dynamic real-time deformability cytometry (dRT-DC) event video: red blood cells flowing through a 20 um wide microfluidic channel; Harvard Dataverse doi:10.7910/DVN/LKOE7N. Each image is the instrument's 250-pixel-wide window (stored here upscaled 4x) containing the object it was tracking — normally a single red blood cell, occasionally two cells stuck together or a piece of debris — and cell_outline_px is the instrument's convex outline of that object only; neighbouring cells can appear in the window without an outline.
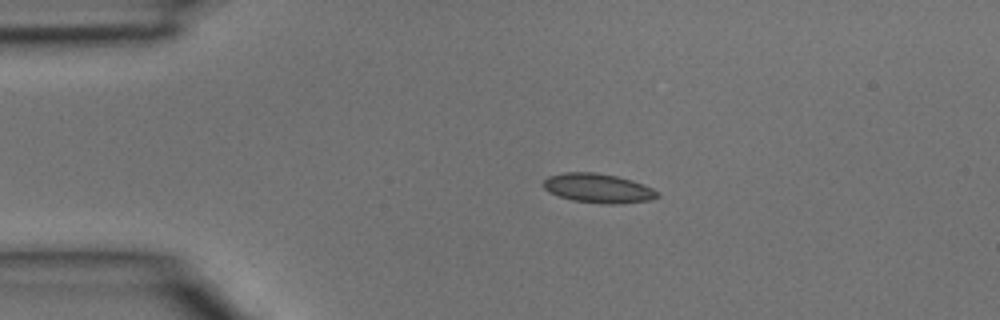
{"species": "common noctule bat (a hibernating species)", "species_latin": "Nyctalus noctula", "temperature_condition": "room temperature", "stored_images_in_passage": 3, "camera_frame_rate_fps": 3000, "um_per_image_px": 0.085, "animal": {"sex": "male", "body_mass_g": 15.6}, "frame": {"image": 1, "passage_image": 2, "time_ms": 0.333, "image_size_px": [1000, 320], "cell_outline_px": [[660, 196], [648, 200], [616, 204], [608, 204], [572, 200], [548, 192], [544, 188], [544, 180], [548, 176], [564, 172], [596, 172], [616, 176], [632, 180], [644, 184], [660, 192]], "centroid_in_image_um": [50.85, 15.99], "position_along_channel_um": 34.1, "area_um2": 19.42}}